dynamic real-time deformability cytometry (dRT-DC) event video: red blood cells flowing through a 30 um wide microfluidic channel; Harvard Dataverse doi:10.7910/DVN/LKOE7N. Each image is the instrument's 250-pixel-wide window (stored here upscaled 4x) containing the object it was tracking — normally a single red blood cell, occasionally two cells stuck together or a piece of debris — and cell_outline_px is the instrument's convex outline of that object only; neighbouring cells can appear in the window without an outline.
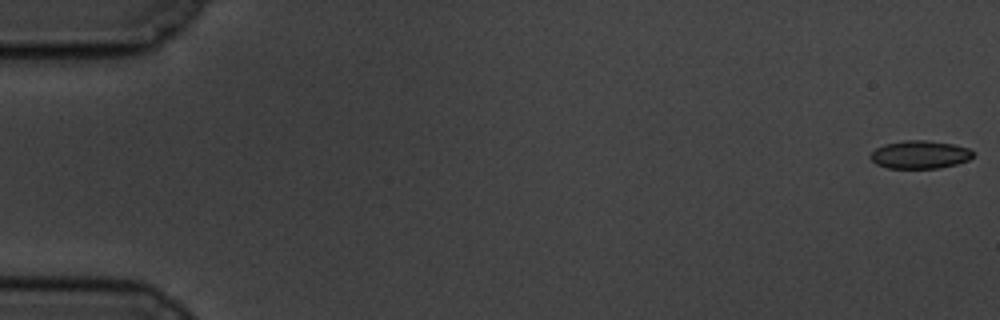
{"species": "common noctule bat (a hibernating species)", "species_latin": "Nyctalus noctula", "temperature_condition": "cold", "stored_images_in_passage": 59, "camera_frame_rate_fps": 3000, "um_per_image_px": 0.085, "animal": {"sex": "male", "body_mass_g": 19.5, "forearm_length_mm": 54.6}, "frame": {"image": 1, "passage_image": 1, "time_ms": 0.0, "image_size_px": [1000, 320], "cell_outline_px": [[976, 152], [968, 160], [956, 164], [940, 168], [888, 168], [876, 164], [868, 156], [876, 148], [884, 144], [904, 140], [928, 140], [956, 144], [968, 148]], "centroid_in_image_um": [78.2, 13.13], "position_along_channel_um": 6.8, "area_um2": 16.94}}
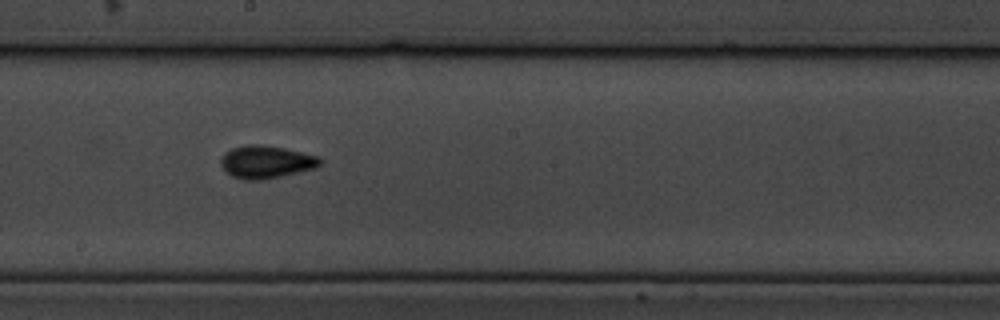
{"frame": {"image": 2, "passage_image": 33, "time_ms": 10.667, "image_size_px": [1000, 320], "cell_outline_px": [[324, 160], [316, 168], [280, 176], [260, 180], [244, 180], [232, 176], [220, 164], [220, 160], [224, 152], [232, 148], [248, 144], [260, 144], [284, 148], [320, 156]], "centroid_in_image_um": [22.64, 13.75], "position_along_channel_um": 225.6, "area_um2": 18.96}}
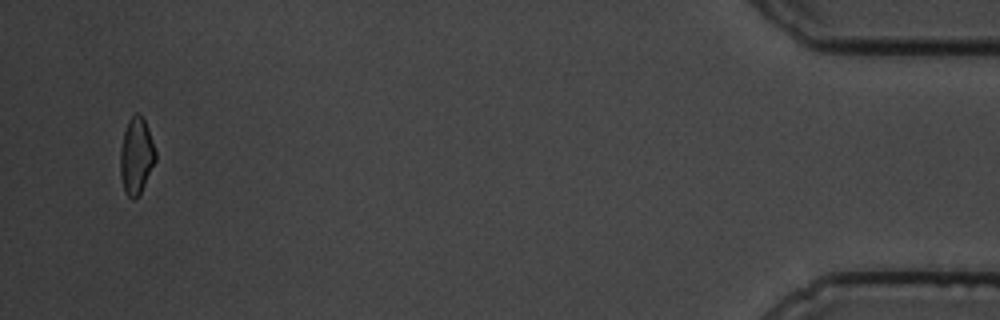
{"frame": {"image": 3, "passage_image": 57, "time_ms": 18.667, "image_size_px": [1000, 320], "cell_outline_px": [[156, 160], [140, 196], [132, 200], [124, 192], [120, 176], [120, 148], [124, 132], [128, 120], [136, 112], [140, 112], [148, 128], [156, 152]], "centroid_in_image_um": [11.58, 13.29], "position_along_channel_um": 423.6, "area_um2": 16.01}, "authors_computed_cell_mechanics": {"area_um2": 16.9354, "velocity_mm_per_s": 3.4551, "shape_relaxation_time_tau1_ms": 3.6565, "shape_relaxation_time_tau2_ms": 1.6904, "deformation_change_tau1": 0.1128, "deformation_change_tau2": 0.0728}}